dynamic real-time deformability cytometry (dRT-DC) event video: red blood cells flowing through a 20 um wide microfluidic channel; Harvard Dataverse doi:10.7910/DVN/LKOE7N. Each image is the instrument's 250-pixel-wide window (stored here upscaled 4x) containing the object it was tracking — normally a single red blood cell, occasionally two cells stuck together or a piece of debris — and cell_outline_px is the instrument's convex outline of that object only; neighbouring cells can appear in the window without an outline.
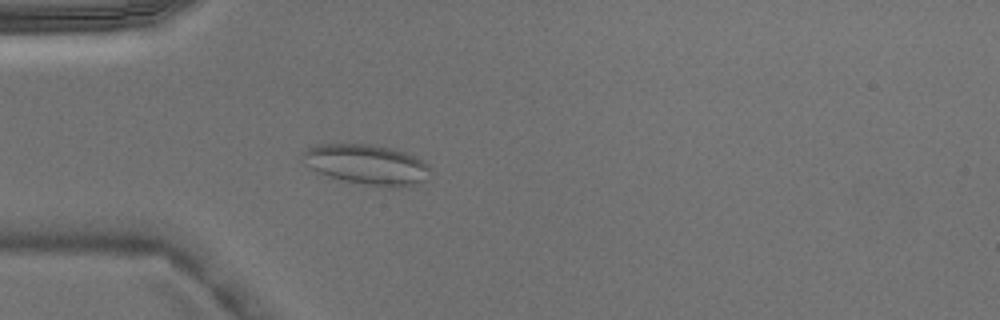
{"species": "Egyptian fruit bat (a non-hibernating species)", "species_latin": "Rousettus aegyptiacus", "temperature_condition": "warm", "stored_images_in_passage": 4, "camera_frame_rate_fps": 3000, "um_per_image_px": 0.085, "animal": {"sex": "male"}, "frame": {"image": 1, "passage_image": 4, "time_ms": 1.0, "image_size_px": [1000, 320], "cell_outline_px": [[428, 168], [424, 180], [408, 188], [384, 188], [344, 180], [328, 176], [304, 164], [300, 156], [308, 148], [320, 144], [368, 144], [392, 148], [416, 156], [428, 164]], "centroid_in_image_um": [31.18, 14.0], "position_along_channel_um": 53.8, "area_um2": 29.82}}